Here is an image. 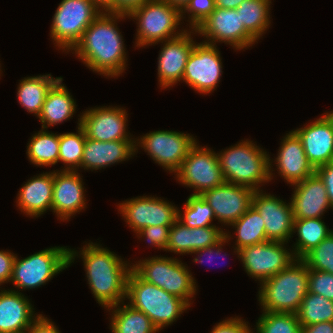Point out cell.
I'll use <instances>...</instances> for the list:
<instances>
[{"mask_svg": "<svg viewBox=\"0 0 333 333\" xmlns=\"http://www.w3.org/2000/svg\"><path fill=\"white\" fill-rule=\"evenodd\" d=\"M197 143L191 147L174 177L179 183L192 188L195 191L192 195H201L225 183L216 152Z\"/></svg>", "mask_w": 333, "mask_h": 333, "instance_id": "obj_11", "label": "cell"}, {"mask_svg": "<svg viewBox=\"0 0 333 333\" xmlns=\"http://www.w3.org/2000/svg\"><path fill=\"white\" fill-rule=\"evenodd\" d=\"M225 229L219 226H208L201 228H189L187 232L188 238V254L196 250L210 247L220 242L225 237Z\"/></svg>", "mask_w": 333, "mask_h": 333, "instance_id": "obj_39", "label": "cell"}, {"mask_svg": "<svg viewBox=\"0 0 333 333\" xmlns=\"http://www.w3.org/2000/svg\"><path fill=\"white\" fill-rule=\"evenodd\" d=\"M287 243L266 241L239 250L238 259L248 276L259 283L288 268L296 259ZM288 249V250H287Z\"/></svg>", "mask_w": 333, "mask_h": 333, "instance_id": "obj_12", "label": "cell"}, {"mask_svg": "<svg viewBox=\"0 0 333 333\" xmlns=\"http://www.w3.org/2000/svg\"><path fill=\"white\" fill-rule=\"evenodd\" d=\"M101 12L92 0H62L52 16L50 36L55 46L70 52Z\"/></svg>", "mask_w": 333, "mask_h": 333, "instance_id": "obj_9", "label": "cell"}, {"mask_svg": "<svg viewBox=\"0 0 333 333\" xmlns=\"http://www.w3.org/2000/svg\"><path fill=\"white\" fill-rule=\"evenodd\" d=\"M193 34L196 30L185 31L181 36L164 43L158 56V82L161 89L175 86L182 81L187 59L195 46ZM192 35V36H191Z\"/></svg>", "mask_w": 333, "mask_h": 333, "instance_id": "obj_19", "label": "cell"}, {"mask_svg": "<svg viewBox=\"0 0 333 333\" xmlns=\"http://www.w3.org/2000/svg\"><path fill=\"white\" fill-rule=\"evenodd\" d=\"M3 289L0 291V333H26L40 314L34 313V306L23 293Z\"/></svg>", "mask_w": 333, "mask_h": 333, "instance_id": "obj_24", "label": "cell"}, {"mask_svg": "<svg viewBox=\"0 0 333 333\" xmlns=\"http://www.w3.org/2000/svg\"><path fill=\"white\" fill-rule=\"evenodd\" d=\"M118 210L136 233L148 226H172L178 220V210L171 202L154 196H139L119 203Z\"/></svg>", "mask_w": 333, "mask_h": 333, "instance_id": "obj_15", "label": "cell"}, {"mask_svg": "<svg viewBox=\"0 0 333 333\" xmlns=\"http://www.w3.org/2000/svg\"><path fill=\"white\" fill-rule=\"evenodd\" d=\"M60 78H53L51 74L25 77L20 80L17 88L18 102L38 118L48 91Z\"/></svg>", "mask_w": 333, "mask_h": 333, "instance_id": "obj_28", "label": "cell"}, {"mask_svg": "<svg viewBox=\"0 0 333 333\" xmlns=\"http://www.w3.org/2000/svg\"><path fill=\"white\" fill-rule=\"evenodd\" d=\"M271 0H244L236 9L246 31L257 41L271 26Z\"/></svg>", "mask_w": 333, "mask_h": 333, "instance_id": "obj_32", "label": "cell"}, {"mask_svg": "<svg viewBox=\"0 0 333 333\" xmlns=\"http://www.w3.org/2000/svg\"><path fill=\"white\" fill-rule=\"evenodd\" d=\"M54 171L30 178L17 194V207L31 217H39L52 210Z\"/></svg>", "mask_w": 333, "mask_h": 333, "instance_id": "obj_26", "label": "cell"}, {"mask_svg": "<svg viewBox=\"0 0 333 333\" xmlns=\"http://www.w3.org/2000/svg\"><path fill=\"white\" fill-rule=\"evenodd\" d=\"M241 141L216 153L224 180L255 191L262 190L261 186L273 179V159L253 141Z\"/></svg>", "mask_w": 333, "mask_h": 333, "instance_id": "obj_3", "label": "cell"}, {"mask_svg": "<svg viewBox=\"0 0 333 333\" xmlns=\"http://www.w3.org/2000/svg\"><path fill=\"white\" fill-rule=\"evenodd\" d=\"M171 226H148L137 231V237H145L146 241L158 249L166 251Z\"/></svg>", "mask_w": 333, "mask_h": 333, "instance_id": "obj_43", "label": "cell"}, {"mask_svg": "<svg viewBox=\"0 0 333 333\" xmlns=\"http://www.w3.org/2000/svg\"><path fill=\"white\" fill-rule=\"evenodd\" d=\"M125 18H128L127 14L101 12L71 53L93 72L109 78L122 75L127 66V53L116 22Z\"/></svg>", "mask_w": 333, "mask_h": 333, "instance_id": "obj_1", "label": "cell"}, {"mask_svg": "<svg viewBox=\"0 0 333 333\" xmlns=\"http://www.w3.org/2000/svg\"><path fill=\"white\" fill-rule=\"evenodd\" d=\"M277 157L273 162L277 166L279 176L287 184L294 185L313 175L316 169L308 161L301 139L292 130L281 140Z\"/></svg>", "mask_w": 333, "mask_h": 333, "instance_id": "obj_23", "label": "cell"}, {"mask_svg": "<svg viewBox=\"0 0 333 333\" xmlns=\"http://www.w3.org/2000/svg\"><path fill=\"white\" fill-rule=\"evenodd\" d=\"M229 226L235 230L236 235L234 253L239 257V250L268 241L265 223L259 212L252 205L237 221Z\"/></svg>", "mask_w": 333, "mask_h": 333, "instance_id": "obj_30", "label": "cell"}, {"mask_svg": "<svg viewBox=\"0 0 333 333\" xmlns=\"http://www.w3.org/2000/svg\"><path fill=\"white\" fill-rule=\"evenodd\" d=\"M296 315L301 327L333 321V300L308 291Z\"/></svg>", "mask_w": 333, "mask_h": 333, "instance_id": "obj_34", "label": "cell"}, {"mask_svg": "<svg viewBox=\"0 0 333 333\" xmlns=\"http://www.w3.org/2000/svg\"><path fill=\"white\" fill-rule=\"evenodd\" d=\"M85 140L86 135L80 125H78L76 133L59 134L58 162L61 161L65 165L60 170L78 171L81 168Z\"/></svg>", "mask_w": 333, "mask_h": 333, "instance_id": "obj_35", "label": "cell"}, {"mask_svg": "<svg viewBox=\"0 0 333 333\" xmlns=\"http://www.w3.org/2000/svg\"><path fill=\"white\" fill-rule=\"evenodd\" d=\"M255 190L246 186L224 183L201 194L224 226L237 221L251 206Z\"/></svg>", "mask_w": 333, "mask_h": 333, "instance_id": "obj_18", "label": "cell"}, {"mask_svg": "<svg viewBox=\"0 0 333 333\" xmlns=\"http://www.w3.org/2000/svg\"><path fill=\"white\" fill-rule=\"evenodd\" d=\"M125 108L101 106L89 108L78 118L86 138L96 141L135 140L127 133L128 116Z\"/></svg>", "mask_w": 333, "mask_h": 333, "instance_id": "obj_16", "label": "cell"}, {"mask_svg": "<svg viewBox=\"0 0 333 333\" xmlns=\"http://www.w3.org/2000/svg\"><path fill=\"white\" fill-rule=\"evenodd\" d=\"M231 236H232L231 232L229 233V232L225 231V237L220 242H218L217 244H215L213 246H210V247H205L203 249L196 250L193 253H191V254H196V255L198 254V257L196 256L193 259V262L194 263L199 262V263L202 264L204 260L203 259L200 260V258L203 257V255L208 256V259H207L208 262H209V260L212 261V259L214 258L213 255L214 256L216 255L215 257H217V256L219 257L220 254L223 252L222 251L223 250V248H222L223 245L229 242V240L232 238ZM224 256H227V254L225 253Z\"/></svg>", "mask_w": 333, "mask_h": 333, "instance_id": "obj_45", "label": "cell"}, {"mask_svg": "<svg viewBox=\"0 0 333 333\" xmlns=\"http://www.w3.org/2000/svg\"><path fill=\"white\" fill-rule=\"evenodd\" d=\"M296 232L298 239L293 246V253L296 259H302L333 230L329 229L321 218L294 219L293 233Z\"/></svg>", "mask_w": 333, "mask_h": 333, "instance_id": "obj_31", "label": "cell"}, {"mask_svg": "<svg viewBox=\"0 0 333 333\" xmlns=\"http://www.w3.org/2000/svg\"><path fill=\"white\" fill-rule=\"evenodd\" d=\"M293 131L301 139L308 161L315 169L333 162V111Z\"/></svg>", "mask_w": 333, "mask_h": 333, "instance_id": "obj_20", "label": "cell"}, {"mask_svg": "<svg viewBox=\"0 0 333 333\" xmlns=\"http://www.w3.org/2000/svg\"><path fill=\"white\" fill-rule=\"evenodd\" d=\"M308 291L333 300V274L309 269Z\"/></svg>", "mask_w": 333, "mask_h": 333, "instance_id": "obj_41", "label": "cell"}, {"mask_svg": "<svg viewBox=\"0 0 333 333\" xmlns=\"http://www.w3.org/2000/svg\"><path fill=\"white\" fill-rule=\"evenodd\" d=\"M128 18L137 21L135 45L139 48L174 39L186 31L178 29L182 23L181 11L163 0L143 2L128 14Z\"/></svg>", "mask_w": 333, "mask_h": 333, "instance_id": "obj_6", "label": "cell"}, {"mask_svg": "<svg viewBox=\"0 0 333 333\" xmlns=\"http://www.w3.org/2000/svg\"><path fill=\"white\" fill-rule=\"evenodd\" d=\"M214 0H190L181 10V20L187 12L189 15L190 30H196L200 24L215 10Z\"/></svg>", "mask_w": 333, "mask_h": 333, "instance_id": "obj_40", "label": "cell"}, {"mask_svg": "<svg viewBox=\"0 0 333 333\" xmlns=\"http://www.w3.org/2000/svg\"><path fill=\"white\" fill-rule=\"evenodd\" d=\"M256 322V333H302V327L293 313L262 311Z\"/></svg>", "mask_w": 333, "mask_h": 333, "instance_id": "obj_37", "label": "cell"}, {"mask_svg": "<svg viewBox=\"0 0 333 333\" xmlns=\"http://www.w3.org/2000/svg\"><path fill=\"white\" fill-rule=\"evenodd\" d=\"M136 154L135 140L96 141L86 138L81 169L101 170Z\"/></svg>", "mask_w": 333, "mask_h": 333, "instance_id": "obj_25", "label": "cell"}, {"mask_svg": "<svg viewBox=\"0 0 333 333\" xmlns=\"http://www.w3.org/2000/svg\"><path fill=\"white\" fill-rule=\"evenodd\" d=\"M309 269L333 274V232L301 259Z\"/></svg>", "mask_w": 333, "mask_h": 333, "instance_id": "obj_38", "label": "cell"}, {"mask_svg": "<svg viewBox=\"0 0 333 333\" xmlns=\"http://www.w3.org/2000/svg\"><path fill=\"white\" fill-rule=\"evenodd\" d=\"M16 254L9 250H0V286L10 282Z\"/></svg>", "mask_w": 333, "mask_h": 333, "instance_id": "obj_46", "label": "cell"}, {"mask_svg": "<svg viewBox=\"0 0 333 333\" xmlns=\"http://www.w3.org/2000/svg\"><path fill=\"white\" fill-rule=\"evenodd\" d=\"M184 212L178 210V220L189 228L216 226L211 223L216 220L213 209L201 195H190L184 204Z\"/></svg>", "mask_w": 333, "mask_h": 333, "instance_id": "obj_36", "label": "cell"}, {"mask_svg": "<svg viewBox=\"0 0 333 333\" xmlns=\"http://www.w3.org/2000/svg\"><path fill=\"white\" fill-rule=\"evenodd\" d=\"M80 175L78 171L54 170L52 212L63 222L86 208L85 187Z\"/></svg>", "mask_w": 333, "mask_h": 333, "instance_id": "obj_21", "label": "cell"}, {"mask_svg": "<svg viewBox=\"0 0 333 333\" xmlns=\"http://www.w3.org/2000/svg\"><path fill=\"white\" fill-rule=\"evenodd\" d=\"M163 1L169 3L171 6L178 8L181 11L190 0H163Z\"/></svg>", "mask_w": 333, "mask_h": 333, "instance_id": "obj_53", "label": "cell"}, {"mask_svg": "<svg viewBox=\"0 0 333 333\" xmlns=\"http://www.w3.org/2000/svg\"><path fill=\"white\" fill-rule=\"evenodd\" d=\"M188 227L179 220L172 224L169 231V238L166 251L175 254H188Z\"/></svg>", "mask_w": 333, "mask_h": 333, "instance_id": "obj_42", "label": "cell"}, {"mask_svg": "<svg viewBox=\"0 0 333 333\" xmlns=\"http://www.w3.org/2000/svg\"><path fill=\"white\" fill-rule=\"evenodd\" d=\"M61 77L48 91L42 111L38 116L42 129L70 120L76 113V101L62 84Z\"/></svg>", "mask_w": 333, "mask_h": 333, "instance_id": "obj_27", "label": "cell"}, {"mask_svg": "<svg viewBox=\"0 0 333 333\" xmlns=\"http://www.w3.org/2000/svg\"><path fill=\"white\" fill-rule=\"evenodd\" d=\"M315 172L324 182L329 202L333 208V162L317 167Z\"/></svg>", "mask_w": 333, "mask_h": 333, "instance_id": "obj_47", "label": "cell"}, {"mask_svg": "<svg viewBox=\"0 0 333 333\" xmlns=\"http://www.w3.org/2000/svg\"><path fill=\"white\" fill-rule=\"evenodd\" d=\"M215 6L223 9H236L244 0H214Z\"/></svg>", "mask_w": 333, "mask_h": 333, "instance_id": "obj_52", "label": "cell"}, {"mask_svg": "<svg viewBox=\"0 0 333 333\" xmlns=\"http://www.w3.org/2000/svg\"><path fill=\"white\" fill-rule=\"evenodd\" d=\"M252 205L264 220L268 241L290 242L294 226V217L290 202L286 203L273 194L257 190L254 192Z\"/></svg>", "mask_w": 333, "mask_h": 333, "instance_id": "obj_17", "label": "cell"}, {"mask_svg": "<svg viewBox=\"0 0 333 333\" xmlns=\"http://www.w3.org/2000/svg\"><path fill=\"white\" fill-rule=\"evenodd\" d=\"M196 32L205 37L204 43L216 45L217 42H222L229 44L235 50L248 49L257 42L246 31L237 9L216 7L200 24Z\"/></svg>", "mask_w": 333, "mask_h": 333, "instance_id": "obj_13", "label": "cell"}, {"mask_svg": "<svg viewBox=\"0 0 333 333\" xmlns=\"http://www.w3.org/2000/svg\"><path fill=\"white\" fill-rule=\"evenodd\" d=\"M26 333H61L57 326L45 315L40 316L31 324Z\"/></svg>", "mask_w": 333, "mask_h": 333, "instance_id": "obj_48", "label": "cell"}, {"mask_svg": "<svg viewBox=\"0 0 333 333\" xmlns=\"http://www.w3.org/2000/svg\"><path fill=\"white\" fill-rule=\"evenodd\" d=\"M131 263V269L143 280L191 305L198 290L196 280L188 267L177 257L153 256Z\"/></svg>", "mask_w": 333, "mask_h": 333, "instance_id": "obj_7", "label": "cell"}, {"mask_svg": "<svg viewBox=\"0 0 333 333\" xmlns=\"http://www.w3.org/2000/svg\"><path fill=\"white\" fill-rule=\"evenodd\" d=\"M302 333H333V321L304 326L302 327Z\"/></svg>", "mask_w": 333, "mask_h": 333, "instance_id": "obj_50", "label": "cell"}, {"mask_svg": "<svg viewBox=\"0 0 333 333\" xmlns=\"http://www.w3.org/2000/svg\"><path fill=\"white\" fill-rule=\"evenodd\" d=\"M196 142L193 135L172 130H156L135 138L137 153L141 146L155 163L174 174Z\"/></svg>", "mask_w": 333, "mask_h": 333, "instance_id": "obj_10", "label": "cell"}, {"mask_svg": "<svg viewBox=\"0 0 333 333\" xmlns=\"http://www.w3.org/2000/svg\"><path fill=\"white\" fill-rule=\"evenodd\" d=\"M69 267L67 246L49 247L19 259L17 254L13 264L10 282L18 289H35L45 285L55 275Z\"/></svg>", "mask_w": 333, "mask_h": 333, "instance_id": "obj_8", "label": "cell"}, {"mask_svg": "<svg viewBox=\"0 0 333 333\" xmlns=\"http://www.w3.org/2000/svg\"><path fill=\"white\" fill-rule=\"evenodd\" d=\"M126 299L132 308L146 314L158 331L176 322L190 307L185 300L141 279L132 269L127 278Z\"/></svg>", "mask_w": 333, "mask_h": 333, "instance_id": "obj_5", "label": "cell"}, {"mask_svg": "<svg viewBox=\"0 0 333 333\" xmlns=\"http://www.w3.org/2000/svg\"><path fill=\"white\" fill-rule=\"evenodd\" d=\"M248 323L238 316L227 318L217 323L210 333H254Z\"/></svg>", "mask_w": 333, "mask_h": 333, "instance_id": "obj_44", "label": "cell"}, {"mask_svg": "<svg viewBox=\"0 0 333 333\" xmlns=\"http://www.w3.org/2000/svg\"><path fill=\"white\" fill-rule=\"evenodd\" d=\"M293 186L290 204L294 219L322 218L329 208L333 209L324 182L316 172Z\"/></svg>", "mask_w": 333, "mask_h": 333, "instance_id": "obj_22", "label": "cell"}, {"mask_svg": "<svg viewBox=\"0 0 333 333\" xmlns=\"http://www.w3.org/2000/svg\"><path fill=\"white\" fill-rule=\"evenodd\" d=\"M147 0H116L115 13L129 14Z\"/></svg>", "mask_w": 333, "mask_h": 333, "instance_id": "obj_49", "label": "cell"}, {"mask_svg": "<svg viewBox=\"0 0 333 333\" xmlns=\"http://www.w3.org/2000/svg\"><path fill=\"white\" fill-rule=\"evenodd\" d=\"M196 42L187 59L183 82L200 94H210L220 82L222 59L217 45Z\"/></svg>", "mask_w": 333, "mask_h": 333, "instance_id": "obj_14", "label": "cell"}, {"mask_svg": "<svg viewBox=\"0 0 333 333\" xmlns=\"http://www.w3.org/2000/svg\"><path fill=\"white\" fill-rule=\"evenodd\" d=\"M29 140L26 154L32 164L47 167L58 163L59 134L41 128Z\"/></svg>", "mask_w": 333, "mask_h": 333, "instance_id": "obj_33", "label": "cell"}, {"mask_svg": "<svg viewBox=\"0 0 333 333\" xmlns=\"http://www.w3.org/2000/svg\"><path fill=\"white\" fill-rule=\"evenodd\" d=\"M102 12L115 13L116 0H92Z\"/></svg>", "mask_w": 333, "mask_h": 333, "instance_id": "obj_51", "label": "cell"}, {"mask_svg": "<svg viewBox=\"0 0 333 333\" xmlns=\"http://www.w3.org/2000/svg\"><path fill=\"white\" fill-rule=\"evenodd\" d=\"M309 268L295 260L288 268L260 283L258 301L263 311L296 314L308 293Z\"/></svg>", "mask_w": 333, "mask_h": 333, "instance_id": "obj_4", "label": "cell"}, {"mask_svg": "<svg viewBox=\"0 0 333 333\" xmlns=\"http://www.w3.org/2000/svg\"><path fill=\"white\" fill-rule=\"evenodd\" d=\"M106 310L109 312L112 310L111 333H159L146 314L132 308L129 304L122 302Z\"/></svg>", "mask_w": 333, "mask_h": 333, "instance_id": "obj_29", "label": "cell"}, {"mask_svg": "<svg viewBox=\"0 0 333 333\" xmlns=\"http://www.w3.org/2000/svg\"><path fill=\"white\" fill-rule=\"evenodd\" d=\"M81 249L78 252L69 248V266L76 257H81L89 288L97 303L108 309L124 302L132 264L98 243H86Z\"/></svg>", "mask_w": 333, "mask_h": 333, "instance_id": "obj_2", "label": "cell"}]
</instances>
